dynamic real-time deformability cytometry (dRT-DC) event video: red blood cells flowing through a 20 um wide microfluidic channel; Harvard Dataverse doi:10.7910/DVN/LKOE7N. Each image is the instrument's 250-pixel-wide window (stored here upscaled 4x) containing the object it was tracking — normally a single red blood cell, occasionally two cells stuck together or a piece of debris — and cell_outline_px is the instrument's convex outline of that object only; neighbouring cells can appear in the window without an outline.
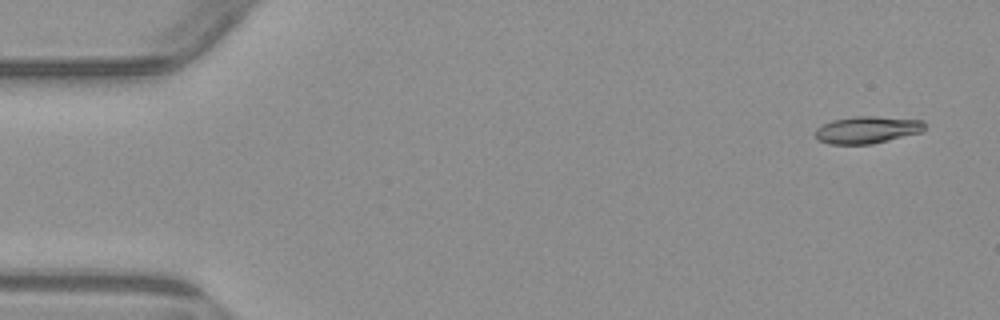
{"species": "common noctule bat (a hibernating species)", "species_latin": "Nyctalus noctula", "temperature_condition": "warm", "stored_images_in_passage": 6, "camera_frame_rate_fps": 3000, "um_per_image_px": 0.085, "animal": {"sex": "male", "body_mass_g": 23.1, "forearm_length_mm": 52.7}, "frame": {"image": 1, "passage_image": 1, "time_ms": 0.0, "image_size_px": [1000, 320], "cell_outline_px": [[924, 128], [920, 132], [872, 144], [828, 144], [820, 140], [816, 136], [816, 128], [832, 120], [856, 116], [876, 116], [924, 120]], "centroid_in_image_um": [73.7, 11.03], "position_along_channel_um": 11.3, "area_um2": 17.11}}
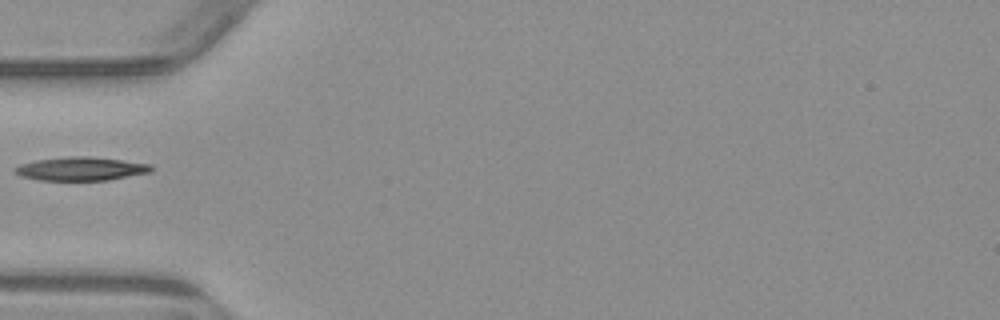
{"frame": {"image": 2, "passage_image": 5, "time_ms": 5.0, "image_size_px": [1000, 320], "cell_outline_px": [[152, 172], [108, 180], [40, 180], [20, 176], [12, 172], [12, 168], [20, 164], [36, 160], [68, 156], [92, 156], [152, 164]], "centroid_in_image_um": [6.86, 14.34], "position_along_channel_um": 78.1, "area_um2": 18.9}}
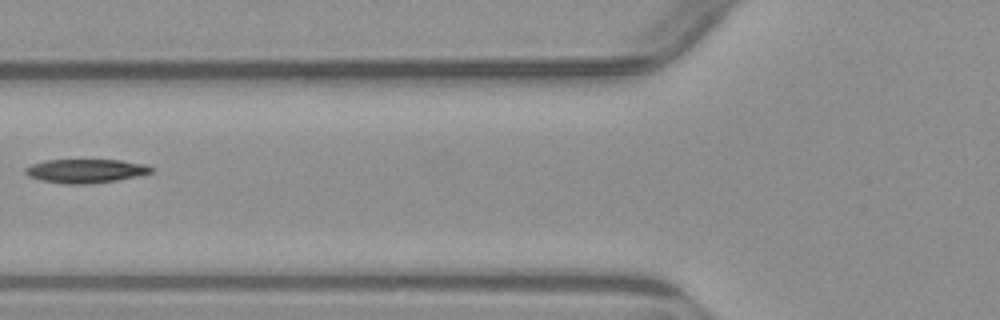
{"frame": {"image": 3, "passage_image": 6, "time_ms": 6.0, "image_size_px": [1000, 320], "cell_outline_px": [[156, 168], [152, 172], [136, 176], [116, 180], [88, 184], [64, 184], [40, 180], [28, 176], [24, 172], [24, 168], [32, 164], [44, 160], [120, 160], [148, 164]], "centroid_in_image_um": [7.29, 14.52], "position_along_channel_um": 118.5, "area_um2": 17.63}}